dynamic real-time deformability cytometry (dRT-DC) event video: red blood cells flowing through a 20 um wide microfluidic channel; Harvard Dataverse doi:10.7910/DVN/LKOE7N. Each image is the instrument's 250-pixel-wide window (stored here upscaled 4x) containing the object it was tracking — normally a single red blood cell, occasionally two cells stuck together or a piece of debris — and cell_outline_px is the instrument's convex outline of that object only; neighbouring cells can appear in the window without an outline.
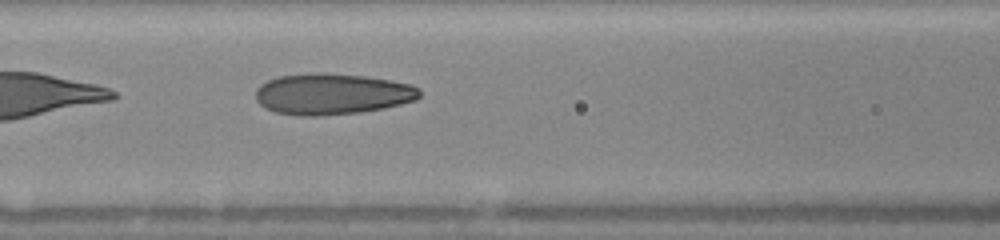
{"species": "human", "species_latin": "Homo sapiens", "temperature_condition": "warm", "stored_images_in_passage": 30, "camera_frame_rate_fps": 3000, "um_per_image_px": 0.085, "donor": {"sex": "female"}, "frame": {"image": 1, "passage_image": 9, "time_ms": 2.667, "image_size_px": [1000, 240], "cell_outline_px": [[420, 96], [416, 100], [384, 108], [360, 112], [316, 116], [300, 116], [276, 112], [264, 108], [256, 100], [256, 88], [260, 84], [268, 80], [280, 76], [312, 72], [364, 76], [392, 80], [412, 84], [420, 88]], "centroid_in_image_um": [28.23, 7.99], "position_along_channel_um": 138.4, "area_um2": 39.42}, "authors_computed_cell_mechanics": {"area_um2": 37.7434, "velocity_mm_per_s": 4.1244, "shape_relaxation_time_tau1_ms": 6.5412, "shape_relaxation_time_tau2_ms": 1.061, "deformation_change_tau1": 0.2439, "deformation_change_tau2": 0.0885}}